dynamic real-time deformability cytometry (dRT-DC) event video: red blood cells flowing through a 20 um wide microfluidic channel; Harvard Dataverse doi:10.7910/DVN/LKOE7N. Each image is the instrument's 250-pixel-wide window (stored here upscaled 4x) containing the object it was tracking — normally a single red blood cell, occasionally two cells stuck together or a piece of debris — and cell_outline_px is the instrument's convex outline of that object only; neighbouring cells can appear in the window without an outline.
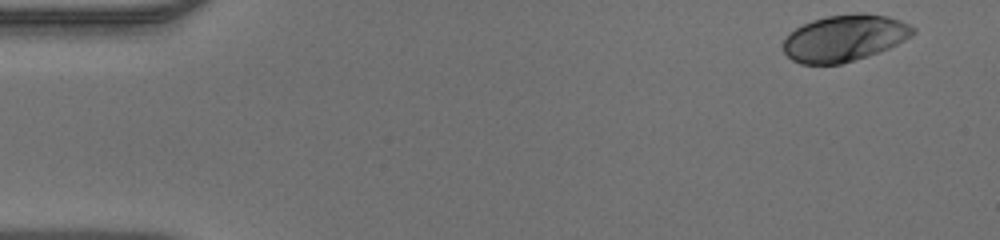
{"species": "human", "species_latin": "Homo sapiens", "temperature_condition": "warm", "stored_images_in_passage": 47, "camera_frame_rate_fps": 3000, "um_per_image_px": 0.085, "donor": {"sex": "male"}, "frame": {"image": 1, "passage_image": 1, "time_ms": 0.0, "image_size_px": [1000, 240], "cell_outline_px": [[916, 32], [912, 36], [888, 48], [868, 56], [840, 64], [800, 64], [792, 60], [784, 52], [780, 44], [796, 28], [812, 20], [828, 16], [856, 12], [864, 12], [888, 16], [900, 20], [916, 28]], "centroid_in_image_um": [71.79, 3.23], "position_along_channel_um": 13.2, "area_um2": 35.32}}
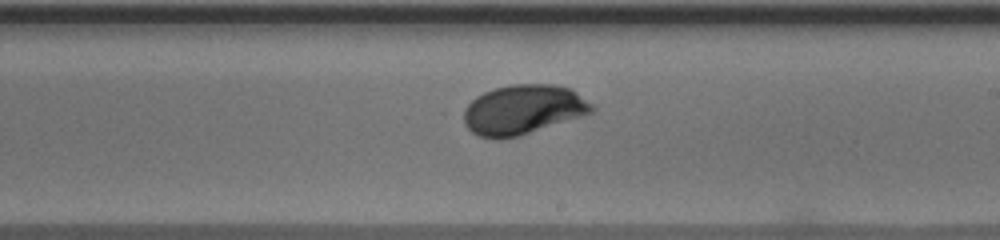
{"frame": {"image": 2, "passage_image": 27, "time_ms": 8.667, "image_size_px": [1000, 240], "cell_outline_px": [[596, 108], [592, 112], [520, 136], [500, 140], [496, 140], [480, 136], [472, 132], [464, 124], [456, 112], [476, 96], [484, 92], [496, 88], [512, 84], [556, 84], [568, 88], [576, 92], [592, 104]], "centroid_in_image_um": [44.35, 9.33], "position_along_channel_um": 244.7, "area_um2": 37.63}}
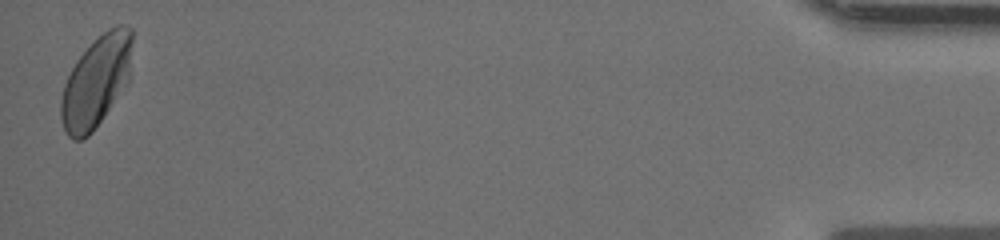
{"frame": {"image": 3, "passage_image": 47, "time_ms": 15.333, "image_size_px": [1000, 240], "cell_outline_px": [[132, 40], [128, 84], [92, 132], [88, 136], [80, 140], [72, 140], [64, 132], [60, 116], [60, 100], [64, 84], [76, 60], [108, 28], [116, 24], [124, 24], [132, 28]], "centroid_in_image_um": [8.17, 6.96], "position_along_channel_um": 427.0, "area_um2": 37.8}}